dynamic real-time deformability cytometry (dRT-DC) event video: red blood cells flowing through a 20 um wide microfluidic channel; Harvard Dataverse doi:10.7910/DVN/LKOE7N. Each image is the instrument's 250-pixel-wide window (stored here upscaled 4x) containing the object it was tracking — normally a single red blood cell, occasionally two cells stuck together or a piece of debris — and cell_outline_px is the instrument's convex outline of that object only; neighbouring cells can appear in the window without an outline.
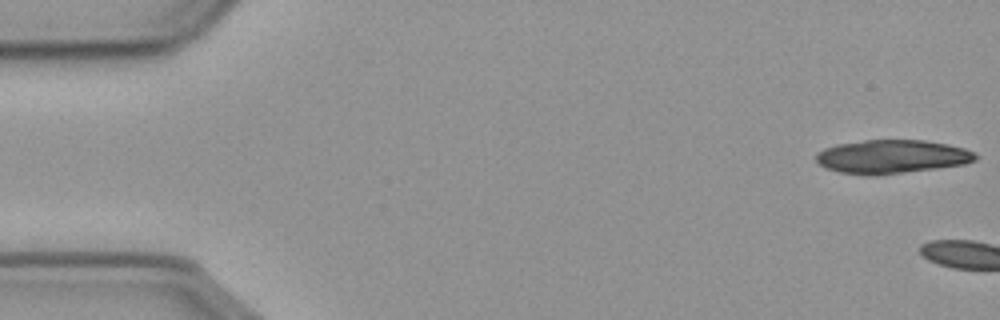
{"species": "common noctule bat (a hibernating species)", "species_latin": "Nyctalus noctula", "temperature_condition": "cold", "stored_images_in_passage": 3, "camera_frame_rate_fps": 3000, "um_per_image_px": 0.085, "animal": {"sex": "male", "body_mass_g": 23.1, "forearm_length_mm": 52.7}, "frame": {"image": 1, "passage_image": 1, "time_ms": 0.0, "image_size_px": [1000, 320], "cell_outline_px": [[980, 156], [976, 160], [964, 164], [936, 168], [868, 176], [840, 172], [828, 168], [820, 164], [816, 160], [816, 152], [824, 148], [836, 144], [864, 140], [924, 140], [948, 144], [964, 148]], "centroid_in_image_um": [75.8, 13.3], "position_along_channel_um": 9.2, "area_um2": 31.1}}